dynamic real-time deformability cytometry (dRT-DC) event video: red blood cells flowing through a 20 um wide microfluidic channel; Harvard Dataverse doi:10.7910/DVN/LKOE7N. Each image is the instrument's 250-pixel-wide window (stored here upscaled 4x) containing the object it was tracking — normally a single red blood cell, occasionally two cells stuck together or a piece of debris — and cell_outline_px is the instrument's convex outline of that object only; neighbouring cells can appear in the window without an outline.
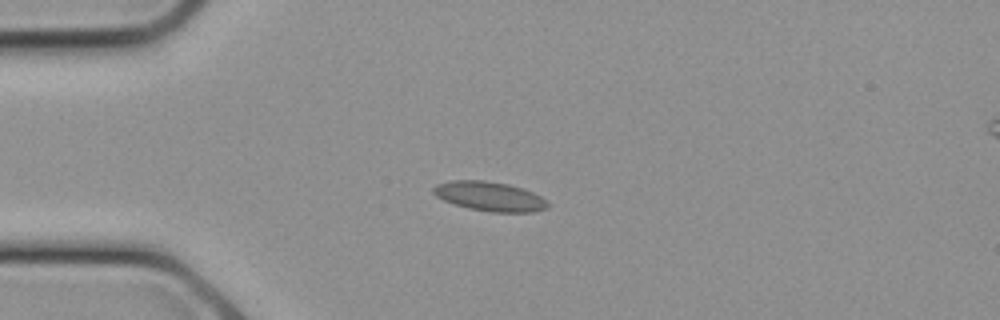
{"species": "common noctule bat (a hibernating species)", "species_latin": "Nyctalus noctula", "temperature_condition": "cold", "stored_images_in_passage": 9, "camera_frame_rate_fps": 3000, "um_per_image_px": 0.085, "animal": {"sex": "female", "body_mass_g": 21.9}, "frame": {"image": 1, "passage_image": 6, "time_ms": 1.667, "image_size_px": [1000, 320], "cell_outline_px": [[548, 208], [532, 212], [492, 212], [468, 208], [444, 200], [436, 196], [432, 192], [432, 188], [436, 184], [452, 180], [484, 180], [508, 184], [532, 192], [548, 200]], "centroid_in_image_um": [41.61, 16.69], "position_along_channel_um": 43.4, "area_um2": 19.54}}
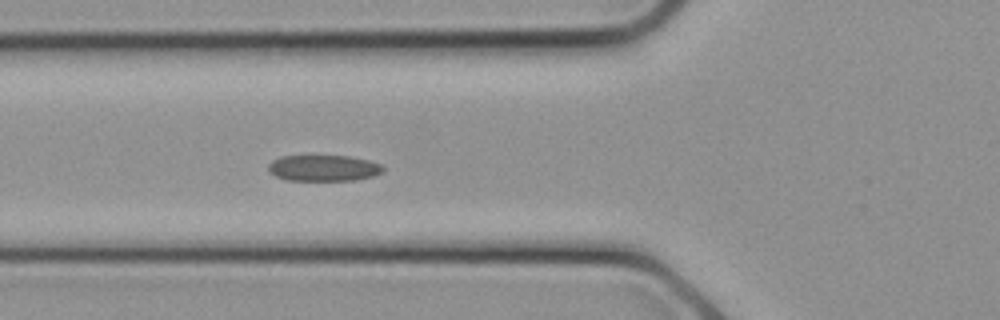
{"frame": {"image": 2, "passage_image": 9, "time_ms": 2.667, "image_size_px": [1000, 320], "cell_outline_px": [[384, 172], [372, 176], [356, 180], [288, 180], [276, 176], [268, 168], [268, 164], [272, 160], [280, 156], [352, 156], [384, 164]], "centroid_in_image_um": [27.56, 14.27], "position_along_channel_um": 98.2, "area_um2": 17.51}}